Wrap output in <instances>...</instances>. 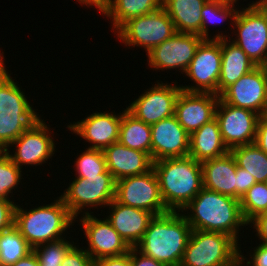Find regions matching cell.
Segmentation results:
<instances>
[{"label":"cell","instance_id":"6da1fadb","mask_svg":"<svg viewBox=\"0 0 267 266\" xmlns=\"http://www.w3.org/2000/svg\"><path fill=\"white\" fill-rule=\"evenodd\" d=\"M190 210V212L188 211ZM193 230L220 232L239 242V227L247 226L240 200L202 188L181 211Z\"/></svg>","mask_w":267,"mask_h":266},{"label":"cell","instance_id":"7a4b0ae2","mask_svg":"<svg viewBox=\"0 0 267 266\" xmlns=\"http://www.w3.org/2000/svg\"><path fill=\"white\" fill-rule=\"evenodd\" d=\"M192 228L180 211L155 215L136 249L167 266H178L183 259Z\"/></svg>","mask_w":267,"mask_h":266},{"label":"cell","instance_id":"3957f363","mask_svg":"<svg viewBox=\"0 0 267 266\" xmlns=\"http://www.w3.org/2000/svg\"><path fill=\"white\" fill-rule=\"evenodd\" d=\"M153 169L169 211H182L203 188L201 162L190 156L154 161Z\"/></svg>","mask_w":267,"mask_h":266},{"label":"cell","instance_id":"277c9868","mask_svg":"<svg viewBox=\"0 0 267 266\" xmlns=\"http://www.w3.org/2000/svg\"><path fill=\"white\" fill-rule=\"evenodd\" d=\"M75 219L60 197L29 211L16 205L14 212V226L32 248L63 239Z\"/></svg>","mask_w":267,"mask_h":266},{"label":"cell","instance_id":"5b68a950","mask_svg":"<svg viewBox=\"0 0 267 266\" xmlns=\"http://www.w3.org/2000/svg\"><path fill=\"white\" fill-rule=\"evenodd\" d=\"M8 74L0 70V149L10 144L40 119L21 88Z\"/></svg>","mask_w":267,"mask_h":266},{"label":"cell","instance_id":"8992f818","mask_svg":"<svg viewBox=\"0 0 267 266\" xmlns=\"http://www.w3.org/2000/svg\"><path fill=\"white\" fill-rule=\"evenodd\" d=\"M239 257V244L230 235L192 229L180 265L229 266Z\"/></svg>","mask_w":267,"mask_h":266},{"label":"cell","instance_id":"52a82bcc","mask_svg":"<svg viewBox=\"0 0 267 266\" xmlns=\"http://www.w3.org/2000/svg\"><path fill=\"white\" fill-rule=\"evenodd\" d=\"M176 32L173 21L162 7L150 14L129 19L114 31L125 46H141L147 53Z\"/></svg>","mask_w":267,"mask_h":266},{"label":"cell","instance_id":"ba28073f","mask_svg":"<svg viewBox=\"0 0 267 266\" xmlns=\"http://www.w3.org/2000/svg\"><path fill=\"white\" fill-rule=\"evenodd\" d=\"M246 8V9H245ZM238 10L232 22L236 28V38L232 42L238 45L257 66H261L267 55V10L257 1Z\"/></svg>","mask_w":267,"mask_h":266},{"label":"cell","instance_id":"9c48e42d","mask_svg":"<svg viewBox=\"0 0 267 266\" xmlns=\"http://www.w3.org/2000/svg\"><path fill=\"white\" fill-rule=\"evenodd\" d=\"M116 180L106 170L98 176L75 178L60 198L77 219L86 207L108 206L115 199ZM97 206V207H96ZM85 207V208H84Z\"/></svg>","mask_w":267,"mask_h":266},{"label":"cell","instance_id":"30bf717a","mask_svg":"<svg viewBox=\"0 0 267 266\" xmlns=\"http://www.w3.org/2000/svg\"><path fill=\"white\" fill-rule=\"evenodd\" d=\"M115 200L151 212L154 216L169 211L161 197L159 181L153 168L145 174L116 181Z\"/></svg>","mask_w":267,"mask_h":266},{"label":"cell","instance_id":"8fae6325","mask_svg":"<svg viewBox=\"0 0 267 266\" xmlns=\"http://www.w3.org/2000/svg\"><path fill=\"white\" fill-rule=\"evenodd\" d=\"M221 39H204L198 46L185 74L194 86H180L186 92L214 93L218 95L221 71Z\"/></svg>","mask_w":267,"mask_h":266},{"label":"cell","instance_id":"7c38bea8","mask_svg":"<svg viewBox=\"0 0 267 266\" xmlns=\"http://www.w3.org/2000/svg\"><path fill=\"white\" fill-rule=\"evenodd\" d=\"M260 115L252 110L238 108L219 99L215 118L225 146L230 151L237 146L255 143Z\"/></svg>","mask_w":267,"mask_h":266},{"label":"cell","instance_id":"4fadbf2b","mask_svg":"<svg viewBox=\"0 0 267 266\" xmlns=\"http://www.w3.org/2000/svg\"><path fill=\"white\" fill-rule=\"evenodd\" d=\"M220 98L227 104L265 115L267 112V70L256 66L229 86Z\"/></svg>","mask_w":267,"mask_h":266},{"label":"cell","instance_id":"5bb4252c","mask_svg":"<svg viewBox=\"0 0 267 266\" xmlns=\"http://www.w3.org/2000/svg\"><path fill=\"white\" fill-rule=\"evenodd\" d=\"M203 40L197 34L176 32L147 53L148 66L162 71L178 68L184 74Z\"/></svg>","mask_w":267,"mask_h":266},{"label":"cell","instance_id":"9a60e30c","mask_svg":"<svg viewBox=\"0 0 267 266\" xmlns=\"http://www.w3.org/2000/svg\"><path fill=\"white\" fill-rule=\"evenodd\" d=\"M49 131L48 125L40 118L10 144L16 145L14 154L5 151L21 169L22 165H42L55 154L56 146Z\"/></svg>","mask_w":267,"mask_h":266},{"label":"cell","instance_id":"2e32d148","mask_svg":"<svg viewBox=\"0 0 267 266\" xmlns=\"http://www.w3.org/2000/svg\"><path fill=\"white\" fill-rule=\"evenodd\" d=\"M181 90L179 85L157 81V84L155 83L153 87L145 90L126 109L137 119L148 125H153L174 115L175 102Z\"/></svg>","mask_w":267,"mask_h":266},{"label":"cell","instance_id":"e0dca14e","mask_svg":"<svg viewBox=\"0 0 267 266\" xmlns=\"http://www.w3.org/2000/svg\"><path fill=\"white\" fill-rule=\"evenodd\" d=\"M103 219H98L85 211L79 222L89 243V247L85 251L94 261L103 257L124 255L131 249L111 223L107 219Z\"/></svg>","mask_w":267,"mask_h":266},{"label":"cell","instance_id":"ac0fdd59","mask_svg":"<svg viewBox=\"0 0 267 266\" xmlns=\"http://www.w3.org/2000/svg\"><path fill=\"white\" fill-rule=\"evenodd\" d=\"M190 135L175 115L151 125V159L182 158L189 154Z\"/></svg>","mask_w":267,"mask_h":266},{"label":"cell","instance_id":"d6986e66","mask_svg":"<svg viewBox=\"0 0 267 266\" xmlns=\"http://www.w3.org/2000/svg\"><path fill=\"white\" fill-rule=\"evenodd\" d=\"M219 99L220 96L214 93L181 90L175 102L174 115L190 135L215 118Z\"/></svg>","mask_w":267,"mask_h":266},{"label":"cell","instance_id":"ffe728a7","mask_svg":"<svg viewBox=\"0 0 267 266\" xmlns=\"http://www.w3.org/2000/svg\"><path fill=\"white\" fill-rule=\"evenodd\" d=\"M122 113L95 112L67 126L70 131L92 144L88 148L104 150L118 142Z\"/></svg>","mask_w":267,"mask_h":266},{"label":"cell","instance_id":"44dd1931","mask_svg":"<svg viewBox=\"0 0 267 266\" xmlns=\"http://www.w3.org/2000/svg\"><path fill=\"white\" fill-rule=\"evenodd\" d=\"M106 219L130 247H136L154 217L151 212L123 205L115 199L108 205Z\"/></svg>","mask_w":267,"mask_h":266},{"label":"cell","instance_id":"7402d4cb","mask_svg":"<svg viewBox=\"0 0 267 266\" xmlns=\"http://www.w3.org/2000/svg\"><path fill=\"white\" fill-rule=\"evenodd\" d=\"M103 152L107 170L116 181L145 174L153 168V161L147 153L131 149L119 142L112 143Z\"/></svg>","mask_w":267,"mask_h":266},{"label":"cell","instance_id":"603a6c76","mask_svg":"<svg viewBox=\"0 0 267 266\" xmlns=\"http://www.w3.org/2000/svg\"><path fill=\"white\" fill-rule=\"evenodd\" d=\"M201 166L204 188L237 199V163L230 151L201 162Z\"/></svg>","mask_w":267,"mask_h":266},{"label":"cell","instance_id":"cb8c5ba5","mask_svg":"<svg viewBox=\"0 0 267 266\" xmlns=\"http://www.w3.org/2000/svg\"><path fill=\"white\" fill-rule=\"evenodd\" d=\"M227 37L220 32L212 37V39H221L222 63L218 82V96L257 66L238 45L230 41V37L229 40Z\"/></svg>","mask_w":267,"mask_h":266},{"label":"cell","instance_id":"d4e9b609","mask_svg":"<svg viewBox=\"0 0 267 266\" xmlns=\"http://www.w3.org/2000/svg\"><path fill=\"white\" fill-rule=\"evenodd\" d=\"M228 152L216 118L190 134L188 156L198 162L218 158Z\"/></svg>","mask_w":267,"mask_h":266},{"label":"cell","instance_id":"484cf974","mask_svg":"<svg viewBox=\"0 0 267 266\" xmlns=\"http://www.w3.org/2000/svg\"><path fill=\"white\" fill-rule=\"evenodd\" d=\"M205 0H162V8L173 21L176 31L201 37V11Z\"/></svg>","mask_w":267,"mask_h":266},{"label":"cell","instance_id":"4316f807","mask_svg":"<svg viewBox=\"0 0 267 266\" xmlns=\"http://www.w3.org/2000/svg\"><path fill=\"white\" fill-rule=\"evenodd\" d=\"M162 7V0H108L100 10L111 18L113 30H118L129 19L150 14Z\"/></svg>","mask_w":267,"mask_h":266},{"label":"cell","instance_id":"83f0119b","mask_svg":"<svg viewBox=\"0 0 267 266\" xmlns=\"http://www.w3.org/2000/svg\"><path fill=\"white\" fill-rule=\"evenodd\" d=\"M118 142L151 157V125L137 119L125 109L122 112Z\"/></svg>","mask_w":267,"mask_h":266},{"label":"cell","instance_id":"f1b7e54d","mask_svg":"<svg viewBox=\"0 0 267 266\" xmlns=\"http://www.w3.org/2000/svg\"><path fill=\"white\" fill-rule=\"evenodd\" d=\"M238 167L248 171L256 183L267 182V154L255 143L237 146L230 150Z\"/></svg>","mask_w":267,"mask_h":266},{"label":"cell","instance_id":"f546056e","mask_svg":"<svg viewBox=\"0 0 267 266\" xmlns=\"http://www.w3.org/2000/svg\"><path fill=\"white\" fill-rule=\"evenodd\" d=\"M32 251L33 248L14 225L0 233V266L14 264Z\"/></svg>","mask_w":267,"mask_h":266},{"label":"cell","instance_id":"4dcf8cb0","mask_svg":"<svg viewBox=\"0 0 267 266\" xmlns=\"http://www.w3.org/2000/svg\"><path fill=\"white\" fill-rule=\"evenodd\" d=\"M238 0L231 2V3H218V2H206L202 8L201 16V38L203 39H211L208 34L209 28L207 24L210 22L214 25L216 23H221L228 20V17L231 21L235 20V17L238 12V8L235 7L234 3L236 4ZM235 7V9H234ZM217 18V19H216ZM209 22V23H208ZM210 23V24H211Z\"/></svg>","mask_w":267,"mask_h":266},{"label":"cell","instance_id":"1f68e13d","mask_svg":"<svg viewBox=\"0 0 267 266\" xmlns=\"http://www.w3.org/2000/svg\"><path fill=\"white\" fill-rule=\"evenodd\" d=\"M242 215L249 223L257 215L267 211V184H254L240 200Z\"/></svg>","mask_w":267,"mask_h":266},{"label":"cell","instance_id":"d6a6232c","mask_svg":"<svg viewBox=\"0 0 267 266\" xmlns=\"http://www.w3.org/2000/svg\"><path fill=\"white\" fill-rule=\"evenodd\" d=\"M76 178L98 176L107 170L103 150L87 148L75 161Z\"/></svg>","mask_w":267,"mask_h":266},{"label":"cell","instance_id":"836d02e7","mask_svg":"<svg viewBox=\"0 0 267 266\" xmlns=\"http://www.w3.org/2000/svg\"><path fill=\"white\" fill-rule=\"evenodd\" d=\"M72 243L63 238L38 245L33 248V252L40 266H60L67 252L74 246Z\"/></svg>","mask_w":267,"mask_h":266},{"label":"cell","instance_id":"e575fe53","mask_svg":"<svg viewBox=\"0 0 267 266\" xmlns=\"http://www.w3.org/2000/svg\"><path fill=\"white\" fill-rule=\"evenodd\" d=\"M21 168L9 157L6 151L0 152V198L10 200L9 194L20 183Z\"/></svg>","mask_w":267,"mask_h":266},{"label":"cell","instance_id":"d590c367","mask_svg":"<svg viewBox=\"0 0 267 266\" xmlns=\"http://www.w3.org/2000/svg\"><path fill=\"white\" fill-rule=\"evenodd\" d=\"M74 245L65 255L60 266H95V261L84 249Z\"/></svg>","mask_w":267,"mask_h":266},{"label":"cell","instance_id":"8d00e7d4","mask_svg":"<svg viewBox=\"0 0 267 266\" xmlns=\"http://www.w3.org/2000/svg\"><path fill=\"white\" fill-rule=\"evenodd\" d=\"M16 203L0 198V233L14 225Z\"/></svg>","mask_w":267,"mask_h":266},{"label":"cell","instance_id":"74e56055","mask_svg":"<svg viewBox=\"0 0 267 266\" xmlns=\"http://www.w3.org/2000/svg\"><path fill=\"white\" fill-rule=\"evenodd\" d=\"M237 178V200H241L246 192L256 184V180L253 175H250L248 171L237 166L236 169Z\"/></svg>","mask_w":267,"mask_h":266},{"label":"cell","instance_id":"f35d334b","mask_svg":"<svg viewBox=\"0 0 267 266\" xmlns=\"http://www.w3.org/2000/svg\"><path fill=\"white\" fill-rule=\"evenodd\" d=\"M253 252V255H250L251 260H247L240 250V257L242 260H246V266H267V245L260 243Z\"/></svg>","mask_w":267,"mask_h":266},{"label":"cell","instance_id":"ab89813d","mask_svg":"<svg viewBox=\"0 0 267 266\" xmlns=\"http://www.w3.org/2000/svg\"><path fill=\"white\" fill-rule=\"evenodd\" d=\"M95 266H132L131 249L124 255L100 258L95 261Z\"/></svg>","mask_w":267,"mask_h":266},{"label":"cell","instance_id":"60d3db41","mask_svg":"<svg viewBox=\"0 0 267 266\" xmlns=\"http://www.w3.org/2000/svg\"><path fill=\"white\" fill-rule=\"evenodd\" d=\"M252 225L253 228L256 230V236L260 238L262 244L267 245V211L257 215L255 218H253L248 225Z\"/></svg>","mask_w":267,"mask_h":266},{"label":"cell","instance_id":"b9f144b4","mask_svg":"<svg viewBox=\"0 0 267 266\" xmlns=\"http://www.w3.org/2000/svg\"><path fill=\"white\" fill-rule=\"evenodd\" d=\"M255 144L267 154V116L261 115L257 123Z\"/></svg>","mask_w":267,"mask_h":266},{"label":"cell","instance_id":"7bdbcfd3","mask_svg":"<svg viewBox=\"0 0 267 266\" xmlns=\"http://www.w3.org/2000/svg\"><path fill=\"white\" fill-rule=\"evenodd\" d=\"M131 262L132 266H167L162 262L156 261L155 259L144 255L135 247H131Z\"/></svg>","mask_w":267,"mask_h":266},{"label":"cell","instance_id":"ee69618b","mask_svg":"<svg viewBox=\"0 0 267 266\" xmlns=\"http://www.w3.org/2000/svg\"><path fill=\"white\" fill-rule=\"evenodd\" d=\"M8 266H40L36 254L32 251L27 256L21 258L16 263Z\"/></svg>","mask_w":267,"mask_h":266},{"label":"cell","instance_id":"f6af8a7d","mask_svg":"<svg viewBox=\"0 0 267 266\" xmlns=\"http://www.w3.org/2000/svg\"><path fill=\"white\" fill-rule=\"evenodd\" d=\"M80 4L85 6H95L99 11L107 4L108 0H77Z\"/></svg>","mask_w":267,"mask_h":266},{"label":"cell","instance_id":"bcb514c9","mask_svg":"<svg viewBox=\"0 0 267 266\" xmlns=\"http://www.w3.org/2000/svg\"><path fill=\"white\" fill-rule=\"evenodd\" d=\"M243 264H245V261L242 260L241 257H239L237 260H235V261H234L231 265H229V266H245V265H243Z\"/></svg>","mask_w":267,"mask_h":266},{"label":"cell","instance_id":"7dc6e473","mask_svg":"<svg viewBox=\"0 0 267 266\" xmlns=\"http://www.w3.org/2000/svg\"><path fill=\"white\" fill-rule=\"evenodd\" d=\"M206 2H218V3H222V4H225V3H231V2H234L236 0H205Z\"/></svg>","mask_w":267,"mask_h":266},{"label":"cell","instance_id":"c3c4849f","mask_svg":"<svg viewBox=\"0 0 267 266\" xmlns=\"http://www.w3.org/2000/svg\"><path fill=\"white\" fill-rule=\"evenodd\" d=\"M3 53L4 52L1 53V51H0V70L5 66L4 65L5 63L3 61V59H4Z\"/></svg>","mask_w":267,"mask_h":266},{"label":"cell","instance_id":"681fc988","mask_svg":"<svg viewBox=\"0 0 267 266\" xmlns=\"http://www.w3.org/2000/svg\"><path fill=\"white\" fill-rule=\"evenodd\" d=\"M257 2L267 10V0H258Z\"/></svg>","mask_w":267,"mask_h":266},{"label":"cell","instance_id":"f907efd6","mask_svg":"<svg viewBox=\"0 0 267 266\" xmlns=\"http://www.w3.org/2000/svg\"><path fill=\"white\" fill-rule=\"evenodd\" d=\"M261 66L267 70V55H266V58L264 60V63Z\"/></svg>","mask_w":267,"mask_h":266}]
</instances>
